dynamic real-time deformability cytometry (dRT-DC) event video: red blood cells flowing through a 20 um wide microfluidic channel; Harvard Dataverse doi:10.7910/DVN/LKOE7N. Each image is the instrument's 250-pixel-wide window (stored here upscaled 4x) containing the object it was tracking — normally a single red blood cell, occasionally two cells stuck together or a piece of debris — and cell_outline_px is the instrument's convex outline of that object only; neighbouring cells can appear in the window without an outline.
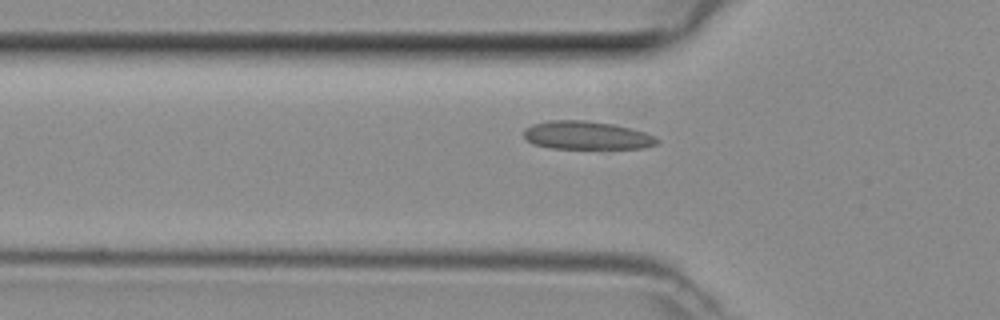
{"species": "common noctule bat (a hibernating species)", "species_latin": "Nyctalus noctula", "temperature_condition": "room temperature", "stored_images_in_passage": 35, "camera_frame_rate_fps": 3000, "um_per_image_px": 0.085, "animal": {"sex": "female", "body_mass_g": 29.2, "forearm_length_mm": 56.3}, "frame": {"image": 1, "passage_image": 3, "time_ms": 0.667, "image_size_px": [1000, 320], "cell_outline_px": [[660, 140], [656, 144], [644, 148], [552, 148], [532, 144], [524, 136], [524, 128], [532, 124], [548, 120], [584, 120], [612, 124], [644, 132], [656, 136]], "centroid_in_image_um": [49.84, 11.5], "position_along_channel_um": 76.0, "area_um2": 21.85}}
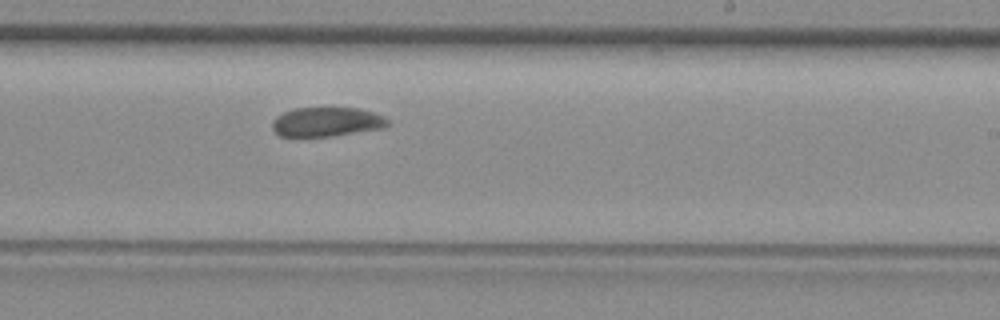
{"frame": {"image": 2, "passage_image": 16, "time_ms": 5.0, "image_size_px": [1000, 320], "cell_outline_px": [[388, 124], [384, 128], [332, 136], [280, 136], [272, 128], [272, 120], [276, 116], [292, 108], [360, 108], [376, 112], [384, 116], [388, 120]], "centroid_in_image_um": [27.78, 10.35], "position_along_channel_um": 261.2, "area_um2": 19.83}}
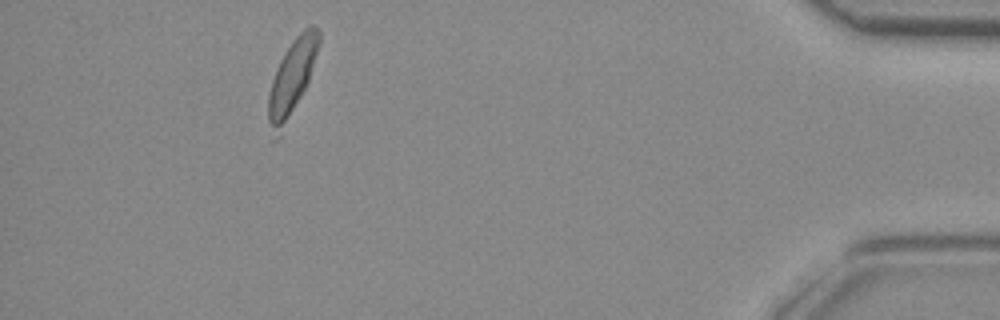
{"frame": {"image": 3, "passage_image": 31, "time_ms": 10.0, "image_size_px": [1000, 320], "cell_outline_px": [[320, 44], [308, 80], [280, 136], [276, 140], [272, 140], [268, 120], [268, 96], [272, 80], [276, 68], [280, 60], [296, 36], [308, 24], [312, 24], [320, 32]], "centroid_in_image_um": [24.79, 6.65], "position_along_channel_um": 410.4, "area_um2": 22.02}}